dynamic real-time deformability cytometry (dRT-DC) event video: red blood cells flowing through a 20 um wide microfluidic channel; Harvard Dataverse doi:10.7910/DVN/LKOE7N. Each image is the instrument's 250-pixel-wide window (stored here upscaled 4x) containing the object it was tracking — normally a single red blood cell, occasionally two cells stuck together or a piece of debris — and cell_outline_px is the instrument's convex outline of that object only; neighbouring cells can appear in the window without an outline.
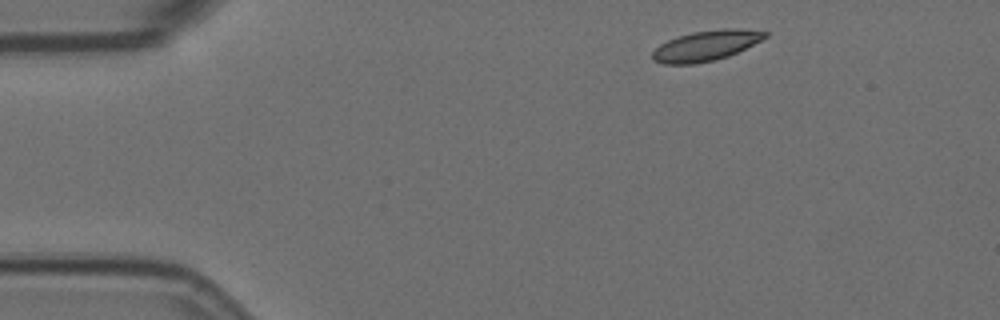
{"species": "Egyptian fruit bat (a non-hibernating species)", "species_latin": "Rousettus aegyptiacus", "temperature_condition": "room temperature", "stored_images_in_passage": 11, "camera_frame_rate_fps": 3000, "um_per_image_px": 0.085, "animal": {"sex": "female"}, "frame": {"image": 1, "passage_image": 1, "time_ms": 0.0, "image_size_px": [1000, 320], "cell_outline_px": [[768, 36], [728, 56], [716, 60], [692, 64], [664, 64], [652, 60], [652, 52], [660, 44], [668, 40], [692, 32], [724, 28], [740, 28], [768, 32]], "centroid_in_image_um": [59.98, 3.88], "position_along_channel_um": 25.0, "area_um2": 19.71}}
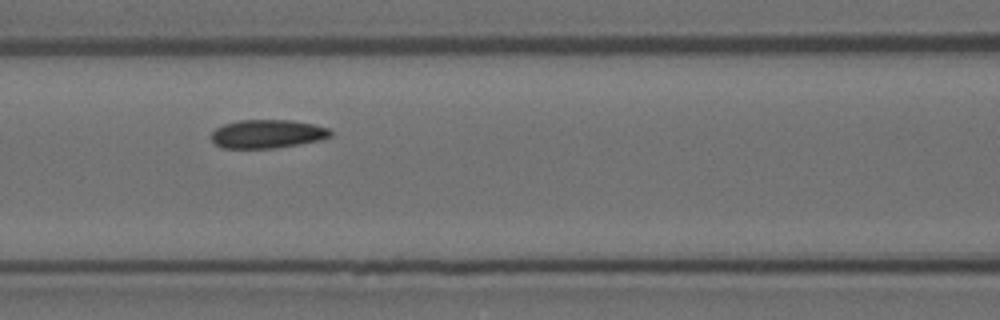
{"frame": {"image": 2, "passage_image": 5, "time_ms": 1.333, "image_size_px": [1000, 320], "cell_outline_px": [[332, 136], [320, 140], [300, 144], [276, 148], [220, 148], [212, 140], [212, 132], [216, 128], [224, 124], [240, 120], [292, 120], [312, 124], [328, 128], [332, 132]], "centroid_in_image_um": [22.73, 11.39], "position_along_channel_um": 143.9, "area_um2": 19.83}}
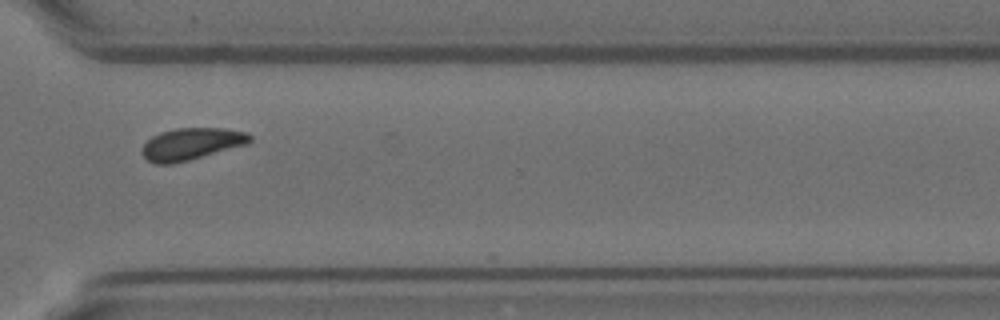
{"frame": {"image": 3, "passage_image": 10, "time_ms": 3.0, "image_size_px": [1000, 320], "cell_outline_px": [[252, 140], [248, 144], [188, 160], [172, 164], [156, 164], [148, 160], [140, 152], [144, 144], [152, 136], [160, 132], [176, 128], [224, 128], [244, 132], [252, 136]], "centroid_in_image_um": [16.26, 12.23], "position_along_channel_um": 354.3, "area_um2": 20.0}}